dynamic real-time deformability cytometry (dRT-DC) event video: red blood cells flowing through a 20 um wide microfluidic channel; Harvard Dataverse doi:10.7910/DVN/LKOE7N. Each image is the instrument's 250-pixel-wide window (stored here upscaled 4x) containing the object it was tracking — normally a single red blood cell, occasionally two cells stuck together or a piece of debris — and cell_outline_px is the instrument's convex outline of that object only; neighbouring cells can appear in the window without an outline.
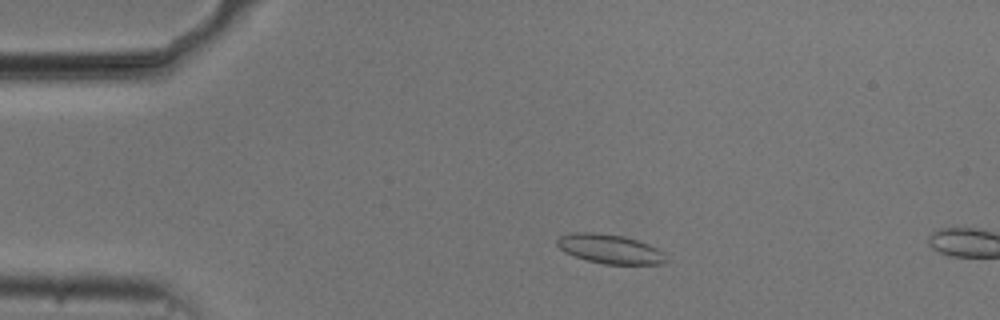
{"species": "common noctule bat (a hibernating species)", "species_latin": "Nyctalus noctula", "temperature_condition": "cold", "stored_images_in_passage": 11, "camera_frame_rate_fps": 3000, "um_per_image_px": 0.085, "animal": {"sex": "male", "body_mass_g": 20.5, "forearm_length_mm": 52.5}, "frame": {"image": 1, "passage_image": 8, "time_ms": 2.333, "image_size_px": [1000, 320], "cell_outline_px": [[668, 260], [660, 264], [604, 264], [588, 260], [564, 252], [556, 244], [556, 240], [560, 236], [572, 232], [596, 232], [624, 236], [648, 244], [664, 252]], "centroid_in_image_um": [51.84, 21.15], "position_along_channel_um": 33.2, "area_um2": 18.55}}